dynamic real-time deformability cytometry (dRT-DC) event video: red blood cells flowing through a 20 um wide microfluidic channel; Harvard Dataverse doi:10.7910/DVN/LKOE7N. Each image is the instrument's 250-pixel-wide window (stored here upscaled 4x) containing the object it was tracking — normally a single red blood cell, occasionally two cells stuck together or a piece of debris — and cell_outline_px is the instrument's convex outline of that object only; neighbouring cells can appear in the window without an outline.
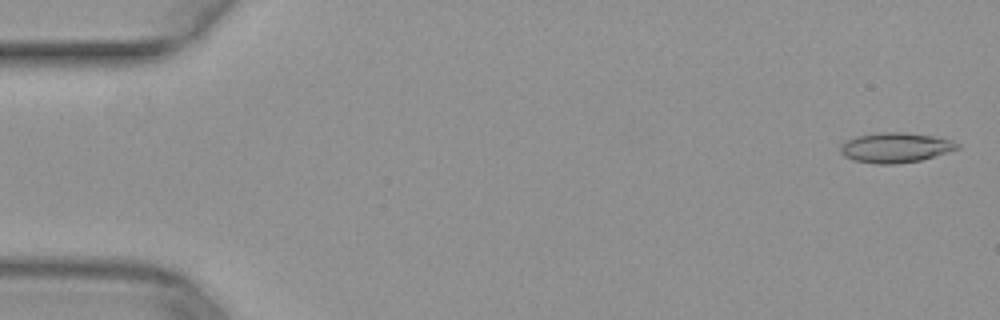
{"species": "common noctule bat (a hibernating species)", "species_latin": "Nyctalus noctula", "temperature_condition": "warm", "stored_images_in_passage": 51, "camera_frame_rate_fps": 3000, "um_per_image_px": 0.085, "animal": {"sex": "female", "body_mass_g": 29.2, "forearm_length_mm": 56.3}, "frame": {"image": 1, "passage_image": 2, "time_ms": 0.333, "image_size_px": [1000, 320], "cell_outline_px": [[960, 148], [948, 152], [920, 160], [896, 164], [876, 164], [852, 160], [844, 156], [840, 152], [840, 148], [844, 140], [856, 136], [876, 132], [904, 132], [932, 136], [952, 140], [960, 144]], "centroid_in_image_um": [76.08, 12.54], "position_along_channel_um": 8.9, "area_um2": 20.58}}
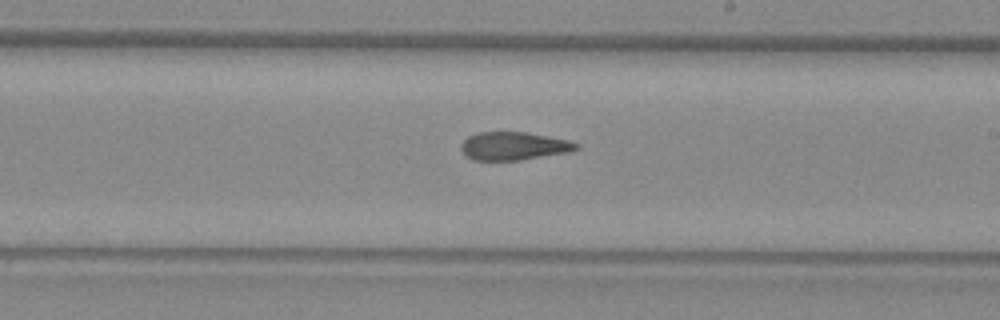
{"frame": {"image": 2, "passage_image": 30, "time_ms": 9.667, "image_size_px": [1000, 320], "cell_outline_px": [[580, 148], [568, 152], [520, 160], [472, 160], [460, 148], [460, 144], [468, 136], [476, 132], [524, 132], [548, 136], [568, 140], [580, 144]], "centroid_in_image_um": [43.67, 12.4], "position_along_channel_um": 245.3, "area_um2": 18.84}}
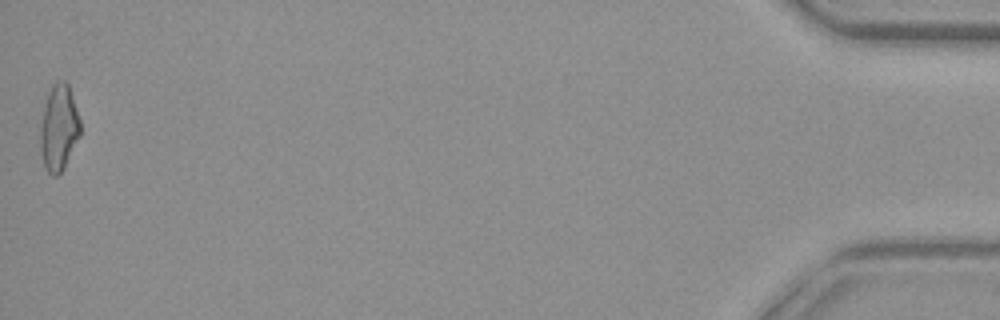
{"frame": {"image": 3, "passage_image": 51, "time_ms": 16.667, "image_size_px": [1000, 320], "cell_outline_px": [[80, 136], [64, 168], [56, 176], [52, 176], [44, 168], [40, 148], [40, 128], [44, 104], [48, 92], [52, 84], [56, 80], [64, 80], [68, 84], [80, 120]], "centroid_in_image_um": [4.99, 10.86], "position_along_channel_um": 430.2, "area_um2": 20.17}}